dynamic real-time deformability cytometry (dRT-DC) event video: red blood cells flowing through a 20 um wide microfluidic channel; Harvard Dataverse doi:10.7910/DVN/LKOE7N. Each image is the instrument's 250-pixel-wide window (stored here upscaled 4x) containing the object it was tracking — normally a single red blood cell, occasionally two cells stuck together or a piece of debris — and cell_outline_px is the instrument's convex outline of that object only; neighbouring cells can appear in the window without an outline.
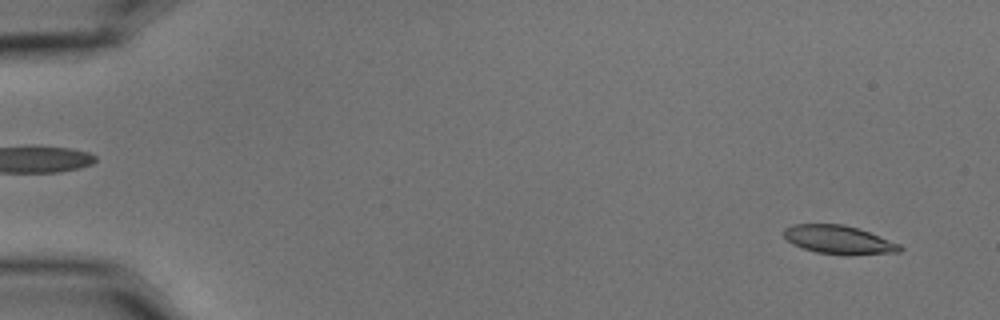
{"species": "common noctule bat (a hibernating species)", "species_latin": "Nyctalus noctula", "temperature_condition": "cold", "stored_images_in_passage": 5, "camera_frame_rate_fps": 3000, "um_per_image_px": 0.085, "animal": {"sex": "male", "body_mass_g": 15.6}, "frame": {"image": 1, "passage_image": 1, "time_ms": 0.0, "image_size_px": [1000, 320], "cell_outline_px": [[904, 248], [900, 252], [848, 256], [816, 252], [792, 244], [784, 236], [784, 228], [792, 224], [844, 224], [880, 236], [900, 244]], "centroid_in_image_um": [71.32, 20.39], "position_along_channel_um": 13.7, "area_um2": 19.42}}
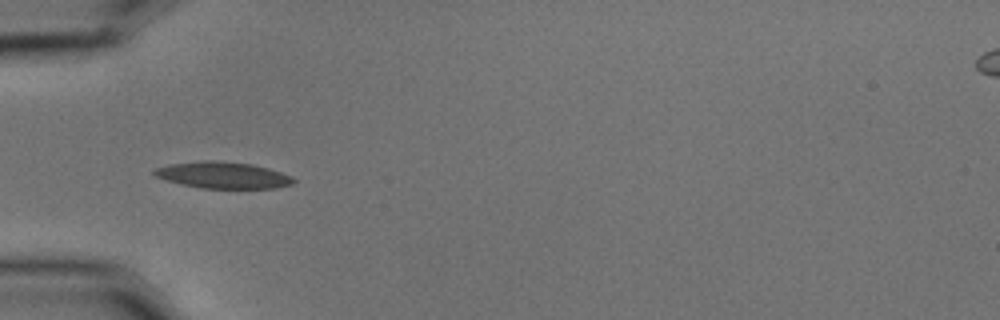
{"frame": {"image": 2, "passage_image": 4, "time_ms": 1.0, "image_size_px": [1000, 320], "cell_outline_px": [[296, 180], [292, 184], [276, 188], [200, 188], [168, 180], [156, 176], [152, 172], [152, 168], [168, 164], [204, 160], [216, 160], [252, 164], [268, 168], [292, 176]], "centroid_in_image_um": [18.94, 14.87], "position_along_channel_um": 66.1, "area_um2": 21.5}}